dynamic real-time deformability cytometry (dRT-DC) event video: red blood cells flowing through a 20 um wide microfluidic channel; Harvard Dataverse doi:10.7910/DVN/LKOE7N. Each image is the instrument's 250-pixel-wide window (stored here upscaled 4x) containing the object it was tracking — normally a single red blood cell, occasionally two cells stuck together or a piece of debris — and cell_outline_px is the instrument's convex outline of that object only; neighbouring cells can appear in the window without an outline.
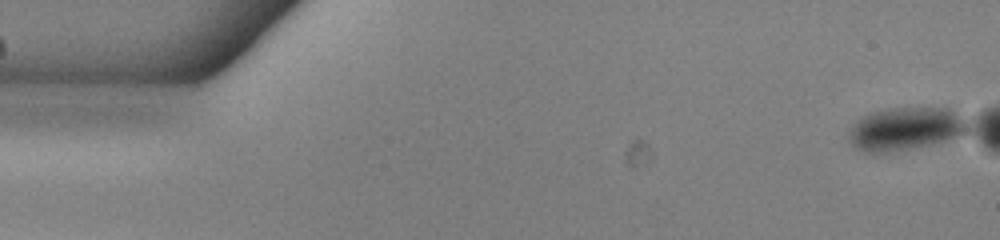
{"species": "common noctule bat (a hibernating species)", "species_latin": "Nyctalus noctula", "temperature_condition": "warm", "stored_images_in_passage": 54, "camera_frame_rate_fps": 3000, "um_per_image_px": 0.085, "animal": {"sex": "male", "body_mass_g": 13.0, "forearm_length_mm": 53.1}, "frame": {"image": 1, "passage_image": 1, "time_ms": 0.0, "image_size_px": [1000, 240], "cell_outline_px": [[968, 132], [964, 136], [932, 144], [888, 152], [868, 152], [856, 148], [848, 140], [848, 136], [852, 124], [856, 120], [872, 112], [892, 108], [948, 108], [964, 116], [968, 120]], "centroid_in_image_um": [77.03, 10.94], "position_along_channel_um": 8.0, "area_um2": 29.94}}
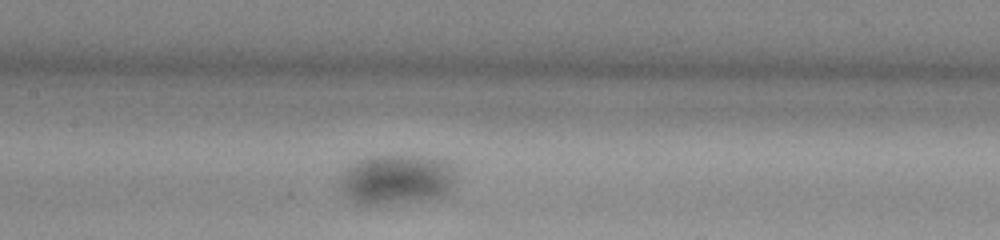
{"frame": {"image": 2, "passage_image": 25, "time_ms": 8.0, "image_size_px": [1000, 240], "cell_outline_px": [[456, 180], [452, 188], [444, 196], [428, 200], [368, 208], [356, 204], [340, 188], [340, 180], [344, 164], [364, 156], [444, 156], [452, 160], [456, 176]], "centroid_in_image_um": [33.73, 15.26], "position_along_channel_um": 173.7, "area_um2": 36.01}}
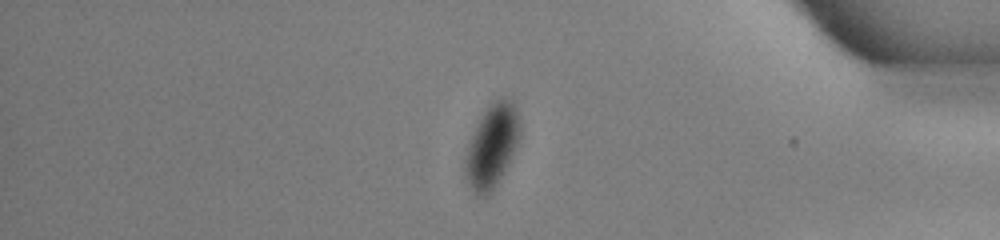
{"frame": {"image": 3, "passage_image": 45, "time_ms": 14.667, "image_size_px": [1000, 240], "cell_outline_px": [[520, 136], [504, 172], [492, 192], [488, 196], [476, 196], [464, 176], [464, 160], [468, 144], [476, 124], [480, 116], [488, 104], [492, 100], [500, 96], [508, 96], [516, 104], [520, 120]], "centroid_in_image_um": [41.81, 12.35], "position_along_channel_um": 393.4, "area_um2": 27.17}}